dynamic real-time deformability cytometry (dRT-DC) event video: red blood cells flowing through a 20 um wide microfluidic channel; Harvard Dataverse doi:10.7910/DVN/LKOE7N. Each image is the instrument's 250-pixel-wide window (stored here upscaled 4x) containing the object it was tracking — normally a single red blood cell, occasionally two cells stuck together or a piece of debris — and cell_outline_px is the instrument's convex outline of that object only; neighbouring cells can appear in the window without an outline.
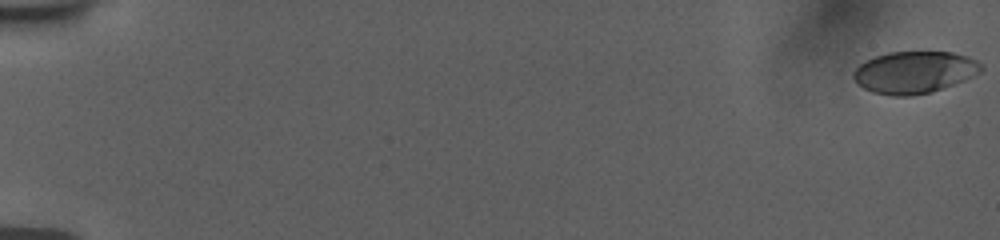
{"species": "human", "species_latin": "Homo sapiens", "temperature_condition": "room temperature", "stored_images_in_passage": 11, "camera_frame_rate_fps": 3000, "um_per_image_px": 0.085, "donor": {"sex": "female"}, "frame": {"image": 1, "passage_image": 1, "time_ms": 0.0, "image_size_px": [1000, 240], "cell_outline_px": [[984, 68], [980, 72], [964, 80], [944, 88], [932, 92], [912, 96], [892, 96], [872, 92], [856, 84], [852, 76], [852, 72], [860, 64], [876, 56], [888, 52], [952, 52], [968, 56], [984, 64]], "centroid_in_image_um": [77.73, 6.15], "position_along_channel_um": 7.3, "area_um2": 31.5}}
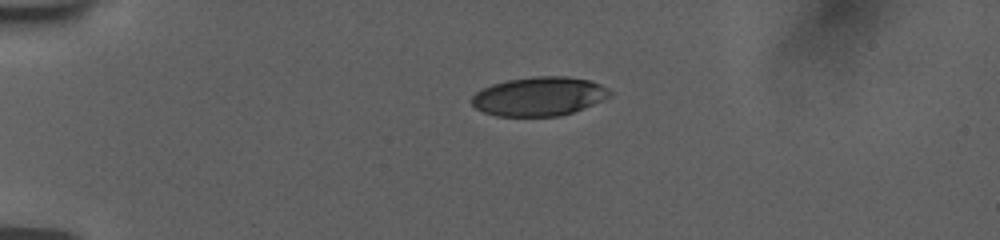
{"frame": {"image": 2, "passage_image": 8, "time_ms": 4.667, "image_size_px": [1000, 240], "cell_outline_px": [[612, 96], [572, 112], [560, 116], [496, 116], [484, 112], [476, 108], [468, 100], [476, 92], [492, 84], [508, 80], [536, 76], [568, 76], [588, 80], [600, 84], [608, 88], [612, 92]], "centroid_in_image_um": [45.81, 8.19], "position_along_channel_um": 39.2, "area_um2": 31.33}}
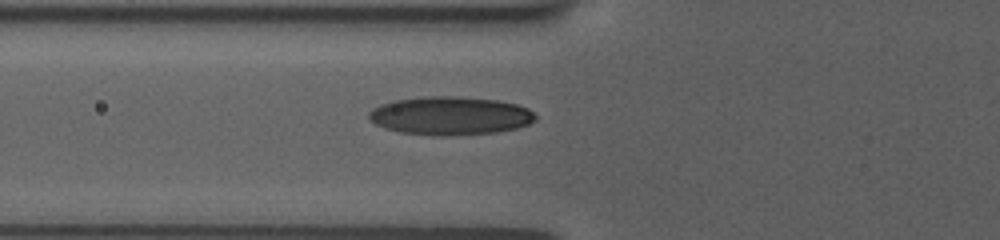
{"frame": {"image": 3, "passage_image": 11, "time_ms": 7.333, "image_size_px": [1000, 240], "cell_outline_px": [[536, 120], [528, 124], [516, 128], [496, 132], [452, 136], [432, 136], [400, 132], [384, 128], [376, 124], [368, 116], [368, 112], [372, 108], [380, 104], [392, 100], [424, 96], [456, 96], [496, 100], [516, 104], [528, 108], [536, 116]], "centroid_in_image_um": [38.24, 9.84], "position_along_channel_um": 87.6, "area_um2": 37.51}}